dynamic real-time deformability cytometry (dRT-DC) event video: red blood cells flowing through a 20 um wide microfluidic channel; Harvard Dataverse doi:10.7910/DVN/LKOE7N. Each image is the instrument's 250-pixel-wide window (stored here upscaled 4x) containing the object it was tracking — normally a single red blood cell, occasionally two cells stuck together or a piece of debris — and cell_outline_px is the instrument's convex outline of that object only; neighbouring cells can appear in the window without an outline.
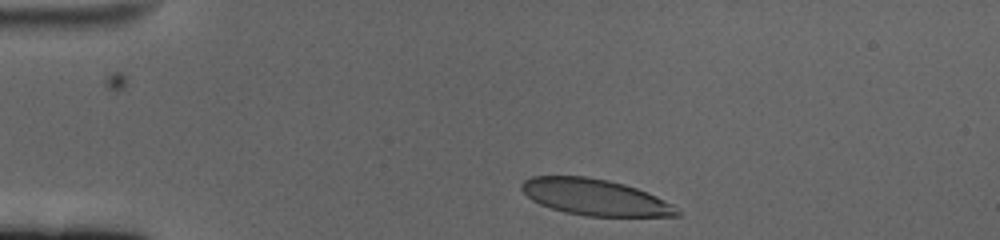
{"species": "human", "species_latin": "Homo sapiens", "temperature_condition": "cold", "stored_images_in_passage": 42, "camera_frame_rate_fps": 3000, "um_per_image_px": 0.085, "donor": {"sex": "female"}, "frame": {"image": 1, "passage_image": 1, "time_ms": 0.0, "image_size_px": [1000, 240], "cell_outline_px": [[680, 216], [588, 216], [564, 212], [540, 204], [532, 200], [520, 188], [520, 184], [524, 180], [532, 176], [584, 176], [608, 180], [624, 184], [648, 192], [672, 204], [680, 212]], "centroid_in_image_um": [50.56, 16.76], "position_along_channel_um": 34.4, "area_um2": 32.71}}
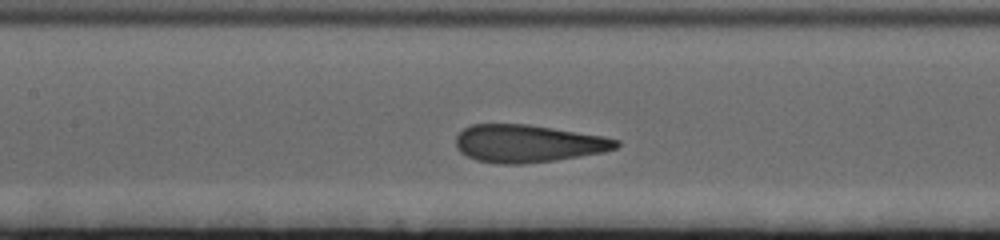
{"frame": {"image": 2, "passage_image": 17, "time_ms": 5.333, "image_size_px": [1000, 240], "cell_outline_px": [[620, 144], [616, 148], [604, 152], [556, 160], [524, 164], [500, 164], [476, 160], [460, 152], [456, 148], [456, 136], [464, 128], [472, 124], [528, 124], [604, 136], [620, 140]], "centroid_in_image_um": [44.88, 12.2], "position_along_channel_um": 162.5, "area_um2": 35.26}}
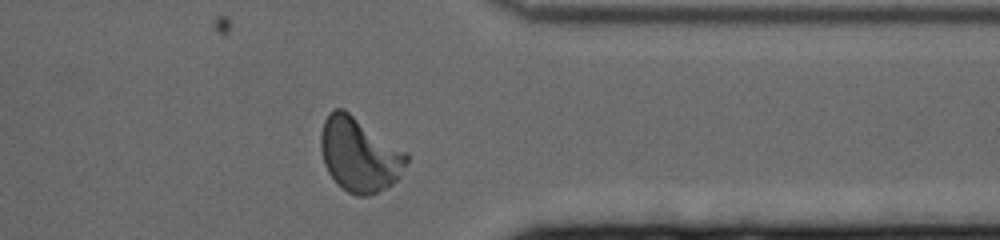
{"frame": {"image": 3, "passage_image": 37, "time_ms": 12.0, "image_size_px": [1000, 240], "cell_outline_px": [[408, 160], [400, 176], [392, 184], [368, 196], [356, 196], [348, 192], [328, 172], [324, 164], [320, 148], [320, 132], [324, 120], [328, 112], [336, 108], [344, 108], [408, 152]], "centroid_in_image_um": [30.54, 13.1], "position_along_channel_um": 380.9, "area_um2": 37.22}, "authors_computed_cell_mechanics": {"area_um2": 35.3158, "velocity_mm_per_s": 3.3701, "shape_relaxation_time_tau1_ms": 4.1586, "shape_relaxation_time_tau2_ms": null, "deformation_change_tau1": 0.1896, "deformation_change_tau2": null}}